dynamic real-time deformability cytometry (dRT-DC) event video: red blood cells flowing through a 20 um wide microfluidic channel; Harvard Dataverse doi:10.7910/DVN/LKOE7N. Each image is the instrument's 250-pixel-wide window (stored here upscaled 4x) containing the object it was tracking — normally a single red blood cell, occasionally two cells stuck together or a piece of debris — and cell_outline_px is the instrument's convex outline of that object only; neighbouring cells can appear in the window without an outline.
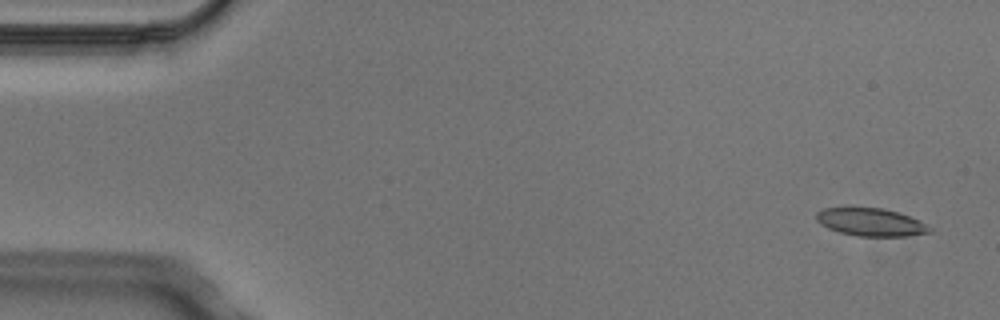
{"species": "Egyptian fruit bat (a non-hibernating species)", "species_latin": "Rousettus aegyptiacus", "temperature_condition": "cold", "stored_images_in_passage": 4, "camera_frame_rate_fps": 3000, "um_per_image_px": 0.085, "animal": {"sex": "male"}, "frame": {"image": 1, "passage_image": 1, "time_ms": 0.0, "image_size_px": [1000, 320], "cell_outline_px": [[932, 232], [904, 236], [856, 236], [840, 232], [828, 228], [820, 224], [816, 220], [816, 212], [824, 208], [848, 204], [884, 208], [920, 220], [932, 228]], "centroid_in_image_um": [73.94, 18.83], "position_along_channel_um": 11.1, "area_um2": 19.13}}
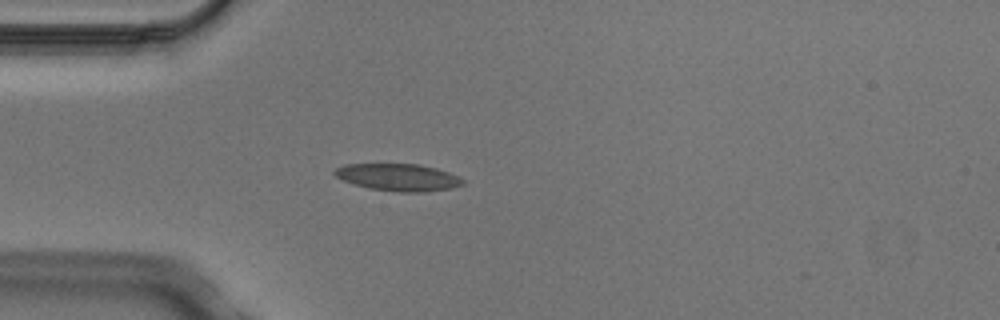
{"frame": {"image": 2, "passage_image": 4, "time_ms": 1.0, "image_size_px": [1000, 320], "cell_outline_px": [[464, 184], [452, 188], [424, 192], [400, 192], [368, 188], [344, 180], [336, 176], [332, 172], [336, 168], [344, 164], [416, 164], [436, 168], [460, 176], [464, 180]], "centroid_in_image_um": [33.88, 15.07], "position_along_channel_um": 51.1, "area_um2": 20.23}}